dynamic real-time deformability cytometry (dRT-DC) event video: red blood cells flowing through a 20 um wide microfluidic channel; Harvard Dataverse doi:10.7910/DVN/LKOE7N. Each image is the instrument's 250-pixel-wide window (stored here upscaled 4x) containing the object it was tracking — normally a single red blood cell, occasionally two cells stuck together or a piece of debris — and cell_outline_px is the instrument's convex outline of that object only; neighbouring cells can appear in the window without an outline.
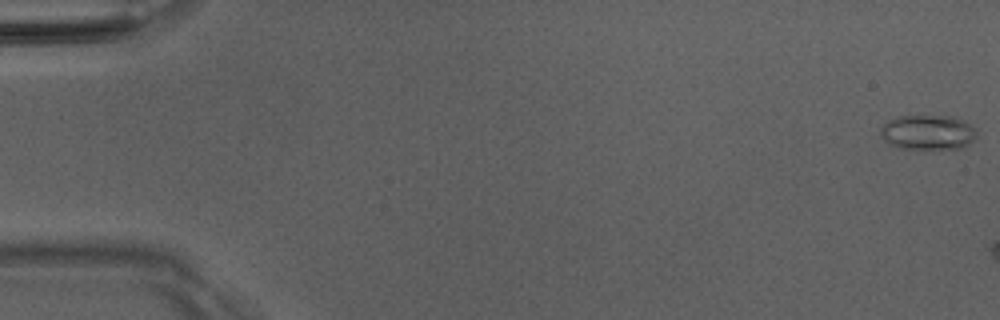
{"species": "Egyptian fruit bat (a non-hibernating species)", "species_latin": "Rousettus aegyptiacus", "temperature_condition": "room temperature", "stored_images_in_passage": 7, "camera_frame_rate_fps": 3000, "um_per_image_px": 0.085, "animal": {"sex": "male"}, "frame": {"image": 1, "passage_image": 1, "time_ms": 0.0, "image_size_px": [1000, 320], "cell_outline_px": [[976, 136], [964, 148], [900, 148], [888, 144], [880, 136], [880, 128], [888, 120], [896, 116], [956, 116], [964, 120], [976, 128]], "centroid_in_image_um": [78.86, 11.23], "position_along_channel_um": 6.1, "area_um2": 19.65}}